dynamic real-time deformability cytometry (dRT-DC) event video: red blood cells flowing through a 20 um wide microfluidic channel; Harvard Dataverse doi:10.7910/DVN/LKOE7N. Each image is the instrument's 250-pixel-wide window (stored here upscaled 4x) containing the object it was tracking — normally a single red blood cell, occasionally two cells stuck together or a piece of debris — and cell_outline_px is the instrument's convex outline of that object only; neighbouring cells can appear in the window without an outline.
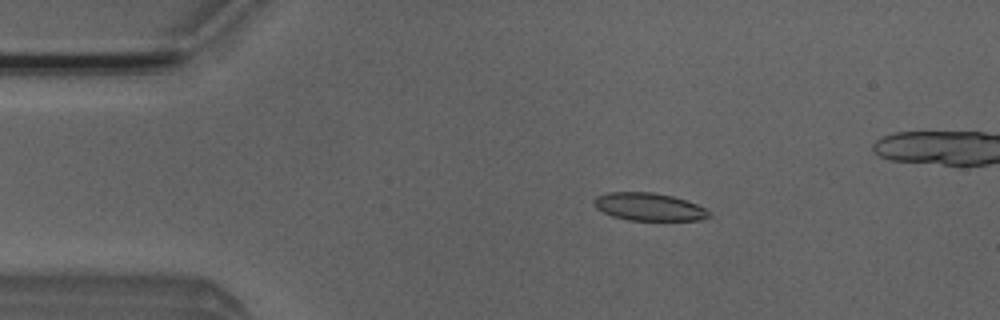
{"species": "Egyptian fruit bat (a non-hibernating species)", "species_latin": "Rousettus aegyptiacus", "temperature_condition": "room temperature", "stored_images_in_passage": 4, "camera_frame_rate_fps": 3000, "um_per_image_px": 0.085, "animal": {"sex": "male"}, "frame": {"image": 1, "passage_image": 2, "time_ms": 1.333, "image_size_px": [1000, 320], "cell_outline_px": [[712, 216], [700, 220], [628, 220], [612, 216], [596, 208], [596, 196], [608, 192], [652, 192], [672, 196], [696, 204], [712, 212]], "centroid_in_image_um": [55.2, 17.58], "position_along_channel_um": 29.8, "area_um2": 18.44}}